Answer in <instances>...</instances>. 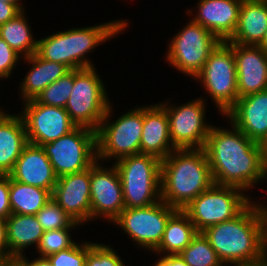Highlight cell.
<instances>
[{
  "mask_svg": "<svg viewBox=\"0 0 267 266\" xmlns=\"http://www.w3.org/2000/svg\"><path fill=\"white\" fill-rule=\"evenodd\" d=\"M230 124V131L211 126L204 150L214 184L248 191L261 182L264 166L260 148L257 142Z\"/></svg>",
  "mask_w": 267,
  "mask_h": 266,
  "instance_id": "6da1fadb",
  "label": "cell"
},
{
  "mask_svg": "<svg viewBox=\"0 0 267 266\" xmlns=\"http://www.w3.org/2000/svg\"><path fill=\"white\" fill-rule=\"evenodd\" d=\"M202 233L224 266H249L267 259L263 214L252 201L233 219L210 226Z\"/></svg>",
  "mask_w": 267,
  "mask_h": 266,
  "instance_id": "7a4b0ae2",
  "label": "cell"
},
{
  "mask_svg": "<svg viewBox=\"0 0 267 266\" xmlns=\"http://www.w3.org/2000/svg\"><path fill=\"white\" fill-rule=\"evenodd\" d=\"M214 184L204 148L175 149L161 161V200L183 210Z\"/></svg>",
  "mask_w": 267,
  "mask_h": 266,
  "instance_id": "3957f363",
  "label": "cell"
},
{
  "mask_svg": "<svg viewBox=\"0 0 267 266\" xmlns=\"http://www.w3.org/2000/svg\"><path fill=\"white\" fill-rule=\"evenodd\" d=\"M126 20H114L91 27L73 28L37 40L36 54L48 61L64 64L69 69L93 67L85 57L92 49L119 35L127 26Z\"/></svg>",
  "mask_w": 267,
  "mask_h": 266,
  "instance_id": "277c9868",
  "label": "cell"
},
{
  "mask_svg": "<svg viewBox=\"0 0 267 266\" xmlns=\"http://www.w3.org/2000/svg\"><path fill=\"white\" fill-rule=\"evenodd\" d=\"M122 182L125 208H140L161 200V160L133 154L114 162Z\"/></svg>",
  "mask_w": 267,
  "mask_h": 266,
  "instance_id": "5b68a950",
  "label": "cell"
},
{
  "mask_svg": "<svg viewBox=\"0 0 267 266\" xmlns=\"http://www.w3.org/2000/svg\"><path fill=\"white\" fill-rule=\"evenodd\" d=\"M107 112L96 130L97 160L104 161L140 153V141L143 129V106L128 110L117 120L110 121L112 107Z\"/></svg>",
  "mask_w": 267,
  "mask_h": 266,
  "instance_id": "8992f818",
  "label": "cell"
},
{
  "mask_svg": "<svg viewBox=\"0 0 267 266\" xmlns=\"http://www.w3.org/2000/svg\"><path fill=\"white\" fill-rule=\"evenodd\" d=\"M110 105L96 68L74 69V86L65 106L77 126L97 130Z\"/></svg>",
  "mask_w": 267,
  "mask_h": 266,
  "instance_id": "52a82bcc",
  "label": "cell"
},
{
  "mask_svg": "<svg viewBox=\"0 0 267 266\" xmlns=\"http://www.w3.org/2000/svg\"><path fill=\"white\" fill-rule=\"evenodd\" d=\"M233 186L213 184L192 200L183 211L197 232L236 217L250 202V196Z\"/></svg>",
  "mask_w": 267,
  "mask_h": 266,
  "instance_id": "ba28073f",
  "label": "cell"
},
{
  "mask_svg": "<svg viewBox=\"0 0 267 266\" xmlns=\"http://www.w3.org/2000/svg\"><path fill=\"white\" fill-rule=\"evenodd\" d=\"M212 97L220 113L225 115L239 99L236 62L233 48L221 41L210 53L203 69L194 77Z\"/></svg>",
  "mask_w": 267,
  "mask_h": 266,
  "instance_id": "9c48e42d",
  "label": "cell"
},
{
  "mask_svg": "<svg viewBox=\"0 0 267 266\" xmlns=\"http://www.w3.org/2000/svg\"><path fill=\"white\" fill-rule=\"evenodd\" d=\"M57 177L90 168L97 161L96 131L77 126L42 146Z\"/></svg>",
  "mask_w": 267,
  "mask_h": 266,
  "instance_id": "30bf717a",
  "label": "cell"
},
{
  "mask_svg": "<svg viewBox=\"0 0 267 266\" xmlns=\"http://www.w3.org/2000/svg\"><path fill=\"white\" fill-rule=\"evenodd\" d=\"M170 42L167 62L194 79L221 41L201 24L190 20Z\"/></svg>",
  "mask_w": 267,
  "mask_h": 266,
  "instance_id": "8fae6325",
  "label": "cell"
},
{
  "mask_svg": "<svg viewBox=\"0 0 267 266\" xmlns=\"http://www.w3.org/2000/svg\"><path fill=\"white\" fill-rule=\"evenodd\" d=\"M177 209L163 200L140 208H125L113 221L135 244L154 251L162 240L169 217Z\"/></svg>",
  "mask_w": 267,
  "mask_h": 266,
  "instance_id": "7c38bea8",
  "label": "cell"
},
{
  "mask_svg": "<svg viewBox=\"0 0 267 266\" xmlns=\"http://www.w3.org/2000/svg\"><path fill=\"white\" fill-rule=\"evenodd\" d=\"M161 103L167 112L170 138L175 149L204 148L211 125L205 121L206 104L198 98L182 105Z\"/></svg>",
  "mask_w": 267,
  "mask_h": 266,
  "instance_id": "4fadbf2b",
  "label": "cell"
},
{
  "mask_svg": "<svg viewBox=\"0 0 267 266\" xmlns=\"http://www.w3.org/2000/svg\"><path fill=\"white\" fill-rule=\"evenodd\" d=\"M21 117L24 121L28 143L43 146L74 130L77 125L65 108L25 101Z\"/></svg>",
  "mask_w": 267,
  "mask_h": 266,
  "instance_id": "5bb4252c",
  "label": "cell"
},
{
  "mask_svg": "<svg viewBox=\"0 0 267 266\" xmlns=\"http://www.w3.org/2000/svg\"><path fill=\"white\" fill-rule=\"evenodd\" d=\"M96 161L90 167L91 221L104 217L113 222L125 209L122 182L117 168H104Z\"/></svg>",
  "mask_w": 267,
  "mask_h": 266,
  "instance_id": "9a60e30c",
  "label": "cell"
},
{
  "mask_svg": "<svg viewBox=\"0 0 267 266\" xmlns=\"http://www.w3.org/2000/svg\"><path fill=\"white\" fill-rule=\"evenodd\" d=\"M90 168L58 177L52 198L80 224L91 221Z\"/></svg>",
  "mask_w": 267,
  "mask_h": 266,
  "instance_id": "2e32d148",
  "label": "cell"
},
{
  "mask_svg": "<svg viewBox=\"0 0 267 266\" xmlns=\"http://www.w3.org/2000/svg\"><path fill=\"white\" fill-rule=\"evenodd\" d=\"M236 62L238 97L267 89V53L259 45L227 42Z\"/></svg>",
  "mask_w": 267,
  "mask_h": 266,
  "instance_id": "e0dca14e",
  "label": "cell"
},
{
  "mask_svg": "<svg viewBox=\"0 0 267 266\" xmlns=\"http://www.w3.org/2000/svg\"><path fill=\"white\" fill-rule=\"evenodd\" d=\"M8 175L15 181L51 192L58 179L44 148L31 143L25 146Z\"/></svg>",
  "mask_w": 267,
  "mask_h": 266,
  "instance_id": "ac0fdd59",
  "label": "cell"
},
{
  "mask_svg": "<svg viewBox=\"0 0 267 266\" xmlns=\"http://www.w3.org/2000/svg\"><path fill=\"white\" fill-rule=\"evenodd\" d=\"M225 116L249 139L259 143L267 136V89L239 98Z\"/></svg>",
  "mask_w": 267,
  "mask_h": 266,
  "instance_id": "d6986e66",
  "label": "cell"
},
{
  "mask_svg": "<svg viewBox=\"0 0 267 266\" xmlns=\"http://www.w3.org/2000/svg\"><path fill=\"white\" fill-rule=\"evenodd\" d=\"M241 5L242 0H199L192 20L226 42L234 34Z\"/></svg>",
  "mask_w": 267,
  "mask_h": 266,
  "instance_id": "ffe728a7",
  "label": "cell"
},
{
  "mask_svg": "<svg viewBox=\"0 0 267 266\" xmlns=\"http://www.w3.org/2000/svg\"><path fill=\"white\" fill-rule=\"evenodd\" d=\"M174 150L164 107L160 103L144 106L140 153L155 156L162 161Z\"/></svg>",
  "mask_w": 267,
  "mask_h": 266,
  "instance_id": "44dd1931",
  "label": "cell"
},
{
  "mask_svg": "<svg viewBox=\"0 0 267 266\" xmlns=\"http://www.w3.org/2000/svg\"><path fill=\"white\" fill-rule=\"evenodd\" d=\"M28 144L21 115L0 110V175H8Z\"/></svg>",
  "mask_w": 267,
  "mask_h": 266,
  "instance_id": "7402d4cb",
  "label": "cell"
},
{
  "mask_svg": "<svg viewBox=\"0 0 267 266\" xmlns=\"http://www.w3.org/2000/svg\"><path fill=\"white\" fill-rule=\"evenodd\" d=\"M266 31L267 0H242L236 29L226 42L259 45Z\"/></svg>",
  "mask_w": 267,
  "mask_h": 266,
  "instance_id": "603a6c76",
  "label": "cell"
},
{
  "mask_svg": "<svg viewBox=\"0 0 267 266\" xmlns=\"http://www.w3.org/2000/svg\"><path fill=\"white\" fill-rule=\"evenodd\" d=\"M23 59L32 64L31 69L20 84V95L24 100L23 102L36 99L46 87L70 70L64 64L44 60L36 53Z\"/></svg>",
  "mask_w": 267,
  "mask_h": 266,
  "instance_id": "cb8c5ba5",
  "label": "cell"
},
{
  "mask_svg": "<svg viewBox=\"0 0 267 266\" xmlns=\"http://www.w3.org/2000/svg\"><path fill=\"white\" fill-rule=\"evenodd\" d=\"M7 242L9 257H23L27 247H38L44 234L42 225L35 215H23L12 213L6 219Z\"/></svg>",
  "mask_w": 267,
  "mask_h": 266,
  "instance_id": "d4e9b609",
  "label": "cell"
},
{
  "mask_svg": "<svg viewBox=\"0 0 267 266\" xmlns=\"http://www.w3.org/2000/svg\"><path fill=\"white\" fill-rule=\"evenodd\" d=\"M197 233L188 215L177 209L169 217L162 240L153 252L159 255H179Z\"/></svg>",
  "mask_w": 267,
  "mask_h": 266,
  "instance_id": "484cf974",
  "label": "cell"
},
{
  "mask_svg": "<svg viewBox=\"0 0 267 266\" xmlns=\"http://www.w3.org/2000/svg\"><path fill=\"white\" fill-rule=\"evenodd\" d=\"M11 213L36 215L51 199L52 192L10 178Z\"/></svg>",
  "mask_w": 267,
  "mask_h": 266,
  "instance_id": "4316f807",
  "label": "cell"
},
{
  "mask_svg": "<svg viewBox=\"0 0 267 266\" xmlns=\"http://www.w3.org/2000/svg\"><path fill=\"white\" fill-rule=\"evenodd\" d=\"M22 11L15 18L0 25V38L17 52L21 58H26L36 53L37 40L34 39L27 17Z\"/></svg>",
  "mask_w": 267,
  "mask_h": 266,
  "instance_id": "83f0119b",
  "label": "cell"
},
{
  "mask_svg": "<svg viewBox=\"0 0 267 266\" xmlns=\"http://www.w3.org/2000/svg\"><path fill=\"white\" fill-rule=\"evenodd\" d=\"M188 266H224L202 232L179 254Z\"/></svg>",
  "mask_w": 267,
  "mask_h": 266,
  "instance_id": "f1b7e54d",
  "label": "cell"
},
{
  "mask_svg": "<svg viewBox=\"0 0 267 266\" xmlns=\"http://www.w3.org/2000/svg\"><path fill=\"white\" fill-rule=\"evenodd\" d=\"M74 86V69L46 87L35 99L38 103L65 108Z\"/></svg>",
  "mask_w": 267,
  "mask_h": 266,
  "instance_id": "f546056e",
  "label": "cell"
},
{
  "mask_svg": "<svg viewBox=\"0 0 267 266\" xmlns=\"http://www.w3.org/2000/svg\"><path fill=\"white\" fill-rule=\"evenodd\" d=\"M35 216L44 231L75 228L81 225L75 222L53 198Z\"/></svg>",
  "mask_w": 267,
  "mask_h": 266,
  "instance_id": "4dcf8cb0",
  "label": "cell"
},
{
  "mask_svg": "<svg viewBox=\"0 0 267 266\" xmlns=\"http://www.w3.org/2000/svg\"><path fill=\"white\" fill-rule=\"evenodd\" d=\"M70 229L73 230L74 228L44 231L36 248L37 252L40 253L39 257L46 258L49 255L71 248L76 242L71 239Z\"/></svg>",
  "mask_w": 267,
  "mask_h": 266,
  "instance_id": "1f68e13d",
  "label": "cell"
},
{
  "mask_svg": "<svg viewBox=\"0 0 267 266\" xmlns=\"http://www.w3.org/2000/svg\"><path fill=\"white\" fill-rule=\"evenodd\" d=\"M90 243H75L71 248L62 250L46 257L52 266H85Z\"/></svg>",
  "mask_w": 267,
  "mask_h": 266,
  "instance_id": "d6a6232c",
  "label": "cell"
},
{
  "mask_svg": "<svg viewBox=\"0 0 267 266\" xmlns=\"http://www.w3.org/2000/svg\"><path fill=\"white\" fill-rule=\"evenodd\" d=\"M85 266H125V264L110 245L90 242Z\"/></svg>",
  "mask_w": 267,
  "mask_h": 266,
  "instance_id": "836d02e7",
  "label": "cell"
},
{
  "mask_svg": "<svg viewBox=\"0 0 267 266\" xmlns=\"http://www.w3.org/2000/svg\"><path fill=\"white\" fill-rule=\"evenodd\" d=\"M19 60L20 55L0 38V79L9 78Z\"/></svg>",
  "mask_w": 267,
  "mask_h": 266,
  "instance_id": "e575fe53",
  "label": "cell"
},
{
  "mask_svg": "<svg viewBox=\"0 0 267 266\" xmlns=\"http://www.w3.org/2000/svg\"><path fill=\"white\" fill-rule=\"evenodd\" d=\"M10 177L9 175H0V218L7 219L11 213L10 207Z\"/></svg>",
  "mask_w": 267,
  "mask_h": 266,
  "instance_id": "d590c367",
  "label": "cell"
},
{
  "mask_svg": "<svg viewBox=\"0 0 267 266\" xmlns=\"http://www.w3.org/2000/svg\"><path fill=\"white\" fill-rule=\"evenodd\" d=\"M21 12L16 5L0 1V25L15 18Z\"/></svg>",
  "mask_w": 267,
  "mask_h": 266,
  "instance_id": "8d00e7d4",
  "label": "cell"
},
{
  "mask_svg": "<svg viewBox=\"0 0 267 266\" xmlns=\"http://www.w3.org/2000/svg\"><path fill=\"white\" fill-rule=\"evenodd\" d=\"M0 256L9 257V247L7 242L6 219L0 218Z\"/></svg>",
  "mask_w": 267,
  "mask_h": 266,
  "instance_id": "74e56055",
  "label": "cell"
},
{
  "mask_svg": "<svg viewBox=\"0 0 267 266\" xmlns=\"http://www.w3.org/2000/svg\"><path fill=\"white\" fill-rule=\"evenodd\" d=\"M161 257L154 266H188L180 255H163Z\"/></svg>",
  "mask_w": 267,
  "mask_h": 266,
  "instance_id": "f35d334b",
  "label": "cell"
},
{
  "mask_svg": "<svg viewBox=\"0 0 267 266\" xmlns=\"http://www.w3.org/2000/svg\"><path fill=\"white\" fill-rule=\"evenodd\" d=\"M260 153H261V159L263 163V170H262V178L261 181L264 179L267 180V136L264 137L259 143Z\"/></svg>",
  "mask_w": 267,
  "mask_h": 266,
  "instance_id": "ab89813d",
  "label": "cell"
},
{
  "mask_svg": "<svg viewBox=\"0 0 267 266\" xmlns=\"http://www.w3.org/2000/svg\"><path fill=\"white\" fill-rule=\"evenodd\" d=\"M0 266H27V258L25 257V254L23 257L11 256L3 258L0 261Z\"/></svg>",
  "mask_w": 267,
  "mask_h": 266,
  "instance_id": "60d3db41",
  "label": "cell"
},
{
  "mask_svg": "<svg viewBox=\"0 0 267 266\" xmlns=\"http://www.w3.org/2000/svg\"><path fill=\"white\" fill-rule=\"evenodd\" d=\"M252 205L261 213L263 214L264 218V234H265V250L267 253V207L265 205H261L260 203L255 204L253 201Z\"/></svg>",
  "mask_w": 267,
  "mask_h": 266,
  "instance_id": "b9f144b4",
  "label": "cell"
},
{
  "mask_svg": "<svg viewBox=\"0 0 267 266\" xmlns=\"http://www.w3.org/2000/svg\"><path fill=\"white\" fill-rule=\"evenodd\" d=\"M27 266H52L47 258H35L32 261L27 260Z\"/></svg>",
  "mask_w": 267,
  "mask_h": 266,
  "instance_id": "7bdbcfd3",
  "label": "cell"
},
{
  "mask_svg": "<svg viewBox=\"0 0 267 266\" xmlns=\"http://www.w3.org/2000/svg\"><path fill=\"white\" fill-rule=\"evenodd\" d=\"M0 1L16 5L21 11H25L24 7H22V4L19 3V1L21 0H0Z\"/></svg>",
  "mask_w": 267,
  "mask_h": 266,
  "instance_id": "ee69618b",
  "label": "cell"
},
{
  "mask_svg": "<svg viewBox=\"0 0 267 266\" xmlns=\"http://www.w3.org/2000/svg\"><path fill=\"white\" fill-rule=\"evenodd\" d=\"M259 46L267 53V31H266V34L264 36V39L259 44Z\"/></svg>",
  "mask_w": 267,
  "mask_h": 266,
  "instance_id": "f6af8a7d",
  "label": "cell"
},
{
  "mask_svg": "<svg viewBox=\"0 0 267 266\" xmlns=\"http://www.w3.org/2000/svg\"><path fill=\"white\" fill-rule=\"evenodd\" d=\"M249 266H267V259L262 263L255 264V265H249Z\"/></svg>",
  "mask_w": 267,
  "mask_h": 266,
  "instance_id": "bcb514c9",
  "label": "cell"
}]
</instances>
